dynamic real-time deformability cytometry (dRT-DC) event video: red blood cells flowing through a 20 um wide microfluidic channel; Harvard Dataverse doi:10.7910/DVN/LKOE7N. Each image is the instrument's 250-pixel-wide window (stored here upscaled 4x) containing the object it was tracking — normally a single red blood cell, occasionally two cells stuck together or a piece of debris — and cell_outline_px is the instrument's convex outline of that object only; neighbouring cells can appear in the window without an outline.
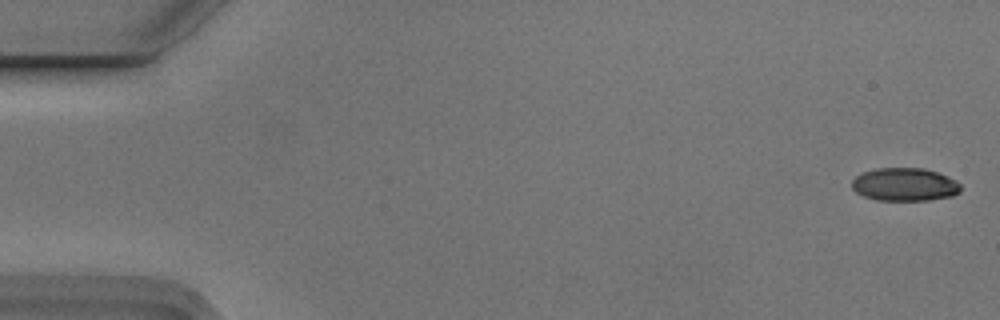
{"species": "Egyptian fruit bat (a non-hibernating species)", "species_latin": "Rousettus aegyptiacus", "temperature_condition": "cold", "stored_images_in_passage": 2, "camera_frame_rate_fps": 3000, "um_per_image_px": 0.085, "animal": {"sex": "male"}, "frame": {"image": 1, "passage_image": 1, "time_ms": 0.0, "image_size_px": [1000, 320], "cell_outline_px": [[960, 192], [952, 196], [928, 200], [876, 200], [864, 196], [856, 192], [852, 188], [852, 180], [860, 172], [876, 168], [924, 168], [948, 176], [956, 180], [960, 184]], "centroid_in_image_um": [76.88, 15.67], "position_along_channel_um": 8.1, "area_um2": 21.1}}